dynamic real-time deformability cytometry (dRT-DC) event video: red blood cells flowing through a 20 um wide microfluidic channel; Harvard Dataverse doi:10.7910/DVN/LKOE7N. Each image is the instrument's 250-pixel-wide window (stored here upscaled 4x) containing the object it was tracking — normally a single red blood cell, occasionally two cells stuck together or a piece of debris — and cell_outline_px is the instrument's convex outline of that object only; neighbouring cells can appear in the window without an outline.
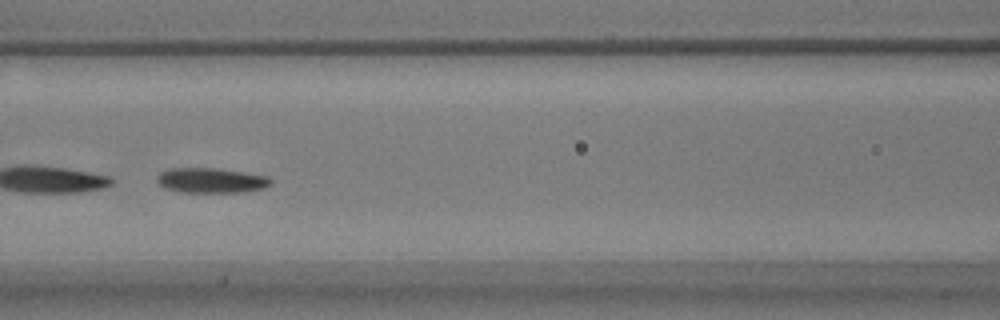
{"species": "common noctule bat (a hibernating species)", "species_latin": "Nyctalus noctula", "temperature_condition": "warm", "stored_images_in_passage": 56, "segment_of_instrument_passage": [2, 2], "camera_frame_rate_fps": 3000, "um_per_image_px": 0.085, "animal": {"sex": "male", "body_mass_g": 17.9}, "frame": {"image": 1, "passage_image": 23, "time_ms": 7.333, "image_size_px": [1000, 320], "cell_outline_px": [[272, 184], [264, 188], [244, 192], [180, 192], [164, 188], [156, 180], [156, 176], [160, 172], [168, 168], [216, 168], [244, 172], [268, 176], [272, 180]], "centroid_in_image_um": [17.94, 15.33], "position_along_channel_um": 148.7, "area_um2": 16.76}}